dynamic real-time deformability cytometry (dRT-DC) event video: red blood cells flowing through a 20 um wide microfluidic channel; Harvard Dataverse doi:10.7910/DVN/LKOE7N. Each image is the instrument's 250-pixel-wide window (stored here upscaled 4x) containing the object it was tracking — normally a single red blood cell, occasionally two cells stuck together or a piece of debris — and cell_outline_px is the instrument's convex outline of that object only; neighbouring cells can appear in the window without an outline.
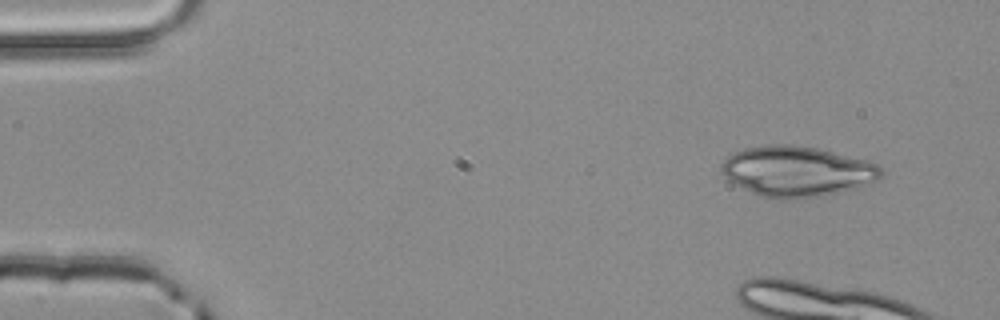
{"species": "common noctule bat (a hibernating species)", "species_latin": "Nyctalus noctula", "temperature_condition": "room temperature", "stored_images_in_passage": 4, "camera_frame_rate_fps": 3000, "um_per_image_px": 0.085, "animal": {"sex": "male", "body_mass_g": 20.4}, "frame": {"image": 1, "passage_image": 1, "time_ms": 0.0, "image_size_px": [1000, 320], "cell_outline_px": [[884, 176], [880, 180], [856, 188], [824, 196], [760, 196], [728, 180], [720, 172], [720, 168], [724, 160], [728, 156], [744, 148], [768, 144], [792, 144], [816, 148], [868, 160], [880, 164], [884, 172]], "centroid_in_image_um": [67.81, 14.52], "position_along_channel_um": 17.2, "area_um2": 46.47}}